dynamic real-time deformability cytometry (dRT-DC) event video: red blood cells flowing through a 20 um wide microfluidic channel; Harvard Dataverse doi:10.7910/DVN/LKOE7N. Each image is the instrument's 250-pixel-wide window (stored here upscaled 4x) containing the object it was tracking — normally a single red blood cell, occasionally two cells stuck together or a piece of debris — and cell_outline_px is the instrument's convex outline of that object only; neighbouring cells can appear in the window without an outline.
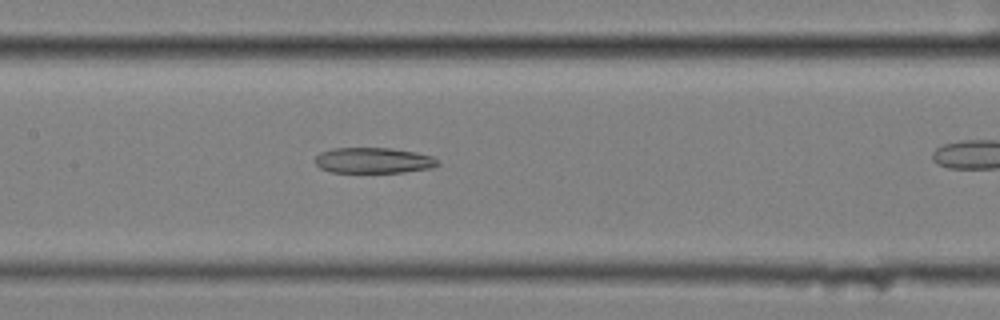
{"species": "common noctule bat (a hibernating species)", "species_latin": "Nyctalus noctula", "temperature_condition": "cold", "stored_images_in_passage": 34, "camera_frame_rate_fps": 3000, "um_per_image_px": 0.085, "animal": {"sex": "female", "body_mass_g": 25.1}, "frame": {"image": 1, "passage_image": 16, "time_ms": 5.0, "image_size_px": [1000, 320], "cell_outline_px": [[440, 164], [432, 168], [404, 172], [332, 172], [320, 168], [316, 164], [316, 156], [320, 152], [332, 148], [388, 148], [416, 152], [432, 156]], "centroid_in_image_um": [31.74, 13.63], "position_along_channel_um": 175.7, "area_um2": 18.26}}
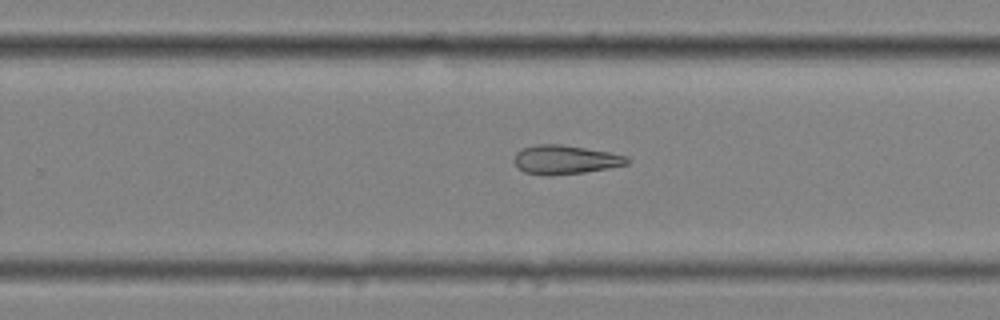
{"frame": {"image": 2, "passage_image": 25, "time_ms": 8.0, "image_size_px": [1000, 320], "cell_outline_px": [[628, 164], [608, 168], [584, 172], [548, 176], [524, 172], [512, 160], [516, 152], [524, 148], [536, 144], [560, 144], [608, 152], [628, 156]], "centroid_in_image_um": [48.01, 13.57], "position_along_channel_um": 281.8, "area_um2": 18.9}}
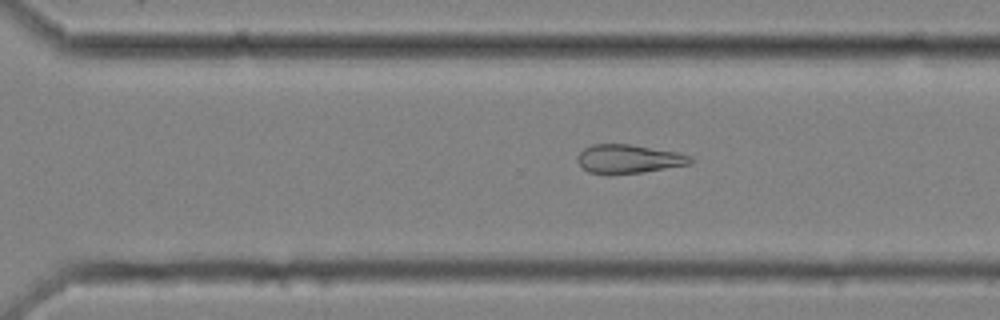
{"frame": {"image": 3, "passage_image": 28, "time_ms": 9.0, "image_size_px": [1000, 320], "cell_outline_px": [[692, 160], [688, 164], [644, 172], [612, 176], [588, 172], [576, 160], [576, 156], [584, 148], [592, 144], [628, 144], [676, 152], [688, 156]], "centroid_in_image_um": [53.34, 13.53], "position_along_channel_um": 317.3, "area_um2": 18.96}}